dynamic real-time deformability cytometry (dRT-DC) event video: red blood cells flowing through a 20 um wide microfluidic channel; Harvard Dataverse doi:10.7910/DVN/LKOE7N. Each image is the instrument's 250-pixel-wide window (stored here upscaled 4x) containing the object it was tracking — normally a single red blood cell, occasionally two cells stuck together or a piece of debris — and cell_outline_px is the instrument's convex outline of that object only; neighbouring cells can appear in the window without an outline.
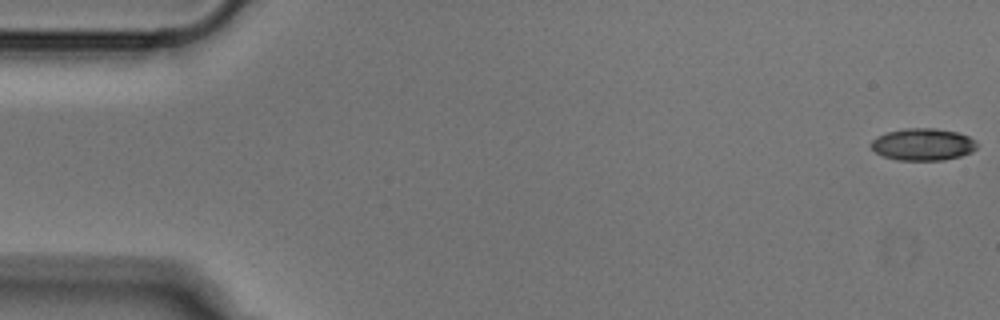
{"species": "Egyptian fruit bat (a non-hibernating species)", "species_latin": "Rousettus aegyptiacus", "temperature_condition": "cold", "stored_images_in_passage": 52, "camera_frame_rate_fps": 3000, "um_per_image_px": 0.085, "animal": {"sex": "male"}, "frame": {"image": 1, "passage_image": 1, "time_ms": 0.0, "image_size_px": [1000, 320], "cell_outline_px": [[976, 148], [972, 152], [960, 156], [944, 160], [896, 160], [884, 156], [876, 152], [868, 144], [876, 136], [888, 132], [904, 128], [936, 128], [956, 132], [968, 136], [976, 140]], "centroid_in_image_um": [78.43, 12.27], "position_along_channel_um": 6.6, "area_um2": 19.88}}
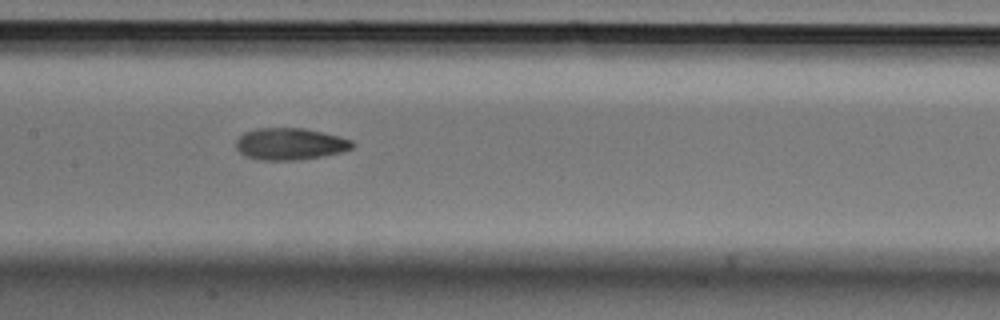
{"frame": {"image": 2, "passage_image": 25, "time_ms": 8.0, "image_size_px": [1000, 320], "cell_outline_px": [[356, 144], [352, 148], [340, 152], [324, 156], [292, 160], [260, 160], [244, 156], [236, 148], [236, 140], [244, 132], [256, 128], [304, 128], [340, 136], [352, 140]], "centroid_in_image_um": [24.65, 12.23], "position_along_channel_um": 182.7, "area_um2": 21.68}}
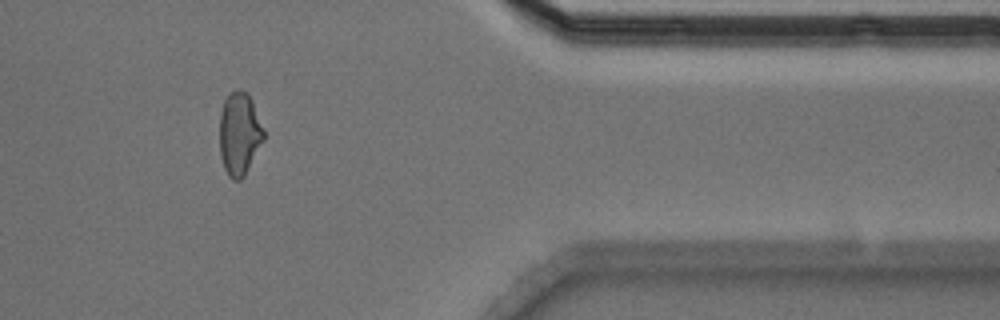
{"frame": {"image": 3, "passage_image": 43, "time_ms": 14.0, "image_size_px": [1000, 320], "cell_outline_px": [[264, 140], [244, 176], [240, 180], [232, 180], [228, 176], [224, 168], [220, 156], [220, 112], [224, 100], [228, 92], [248, 92], [252, 100], [264, 128]], "centroid_in_image_um": [20.35, 11.38], "position_along_channel_um": 391.1, "area_um2": 21.39}}